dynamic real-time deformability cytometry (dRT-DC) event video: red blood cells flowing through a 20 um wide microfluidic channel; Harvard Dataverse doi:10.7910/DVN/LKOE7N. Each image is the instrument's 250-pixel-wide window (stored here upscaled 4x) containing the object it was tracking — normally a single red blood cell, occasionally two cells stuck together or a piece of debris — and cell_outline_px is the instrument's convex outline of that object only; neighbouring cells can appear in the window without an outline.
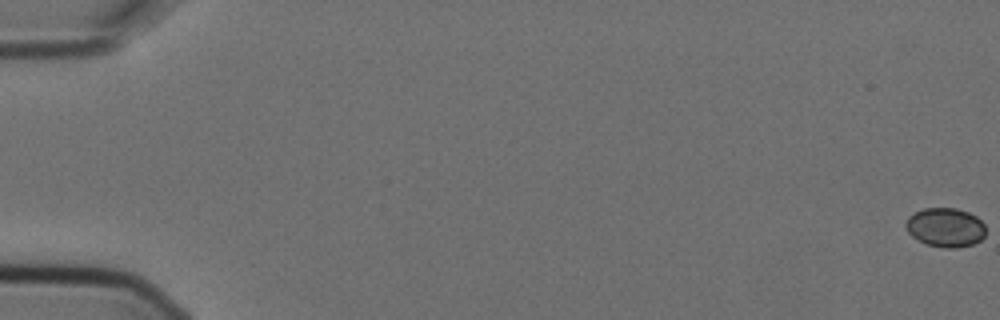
{"species": "Egyptian fruit bat (a non-hibernating species)", "species_latin": "Rousettus aegyptiacus", "temperature_condition": "cold", "stored_images_in_passage": 4, "camera_frame_rate_fps": 3000, "um_per_image_px": 0.085, "animal": {"sex": "female"}, "frame": {"image": 1, "passage_image": 1, "time_ms": 0.0, "image_size_px": [1000, 320], "cell_outline_px": [[984, 236], [980, 240], [972, 244], [956, 248], [944, 248], [928, 244], [912, 236], [908, 232], [904, 224], [908, 216], [924, 208], [956, 208], [968, 212], [976, 216], [984, 224]], "centroid_in_image_um": [80.35, 19.32], "position_along_channel_um": 4.7, "area_um2": 18.09}}